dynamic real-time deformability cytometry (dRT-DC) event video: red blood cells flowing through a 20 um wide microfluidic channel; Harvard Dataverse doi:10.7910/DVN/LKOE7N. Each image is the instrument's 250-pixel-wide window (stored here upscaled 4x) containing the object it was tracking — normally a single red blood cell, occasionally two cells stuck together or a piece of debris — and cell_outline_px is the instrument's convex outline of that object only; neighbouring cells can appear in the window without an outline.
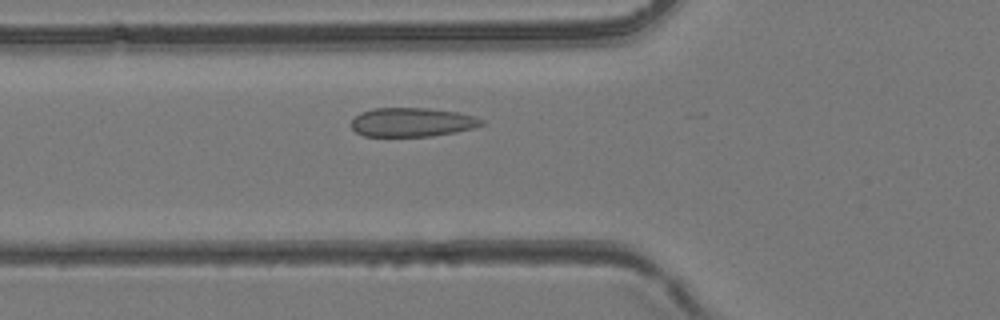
{"species": "common noctule bat (a hibernating species)", "species_latin": "Nyctalus noctula", "temperature_condition": "room temperature", "stored_images_in_passage": 18, "camera_frame_rate_fps": 3000, "um_per_image_px": 0.085, "animal": {"sex": "female", "body_mass_g": 24.6, "forearm_length_mm": 56.2}, "frame": {"image": 1, "passage_image": 10, "time_ms": 3.0, "image_size_px": [1000, 320], "cell_outline_px": [[484, 124], [476, 128], [456, 132], [432, 136], [364, 136], [356, 132], [352, 128], [352, 120], [360, 112], [372, 108], [428, 108], [456, 112], [472, 116], [484, 120]], "centroid_in_image_um": [35.03, 10.39], "position_along_channel_um": 90.8, "area_um2": 22.02}}
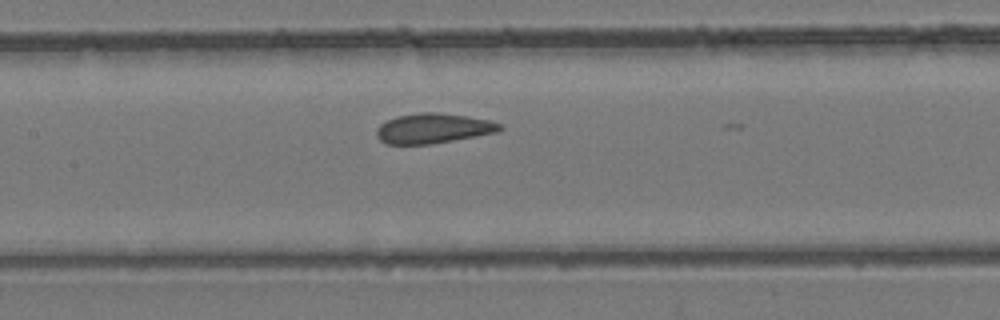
{"frame": {"image": 2, "passage_image": 15, "time_ms": 4.667, "image_size_px": [1000, 320], "cell_outline_px": [[504, 128], [500, 132], [428, 144], [388, 144], [380, 140], [376, 136], [376, 128], [380, 124], [396, 116], [420, 112], [436, 112], [468, 116], [488, 120], [500, 124]], "centroid_in_image_um": [36.82, 10.9], "position_along_channel_um": 170.6, "area_um2": 21.5}}
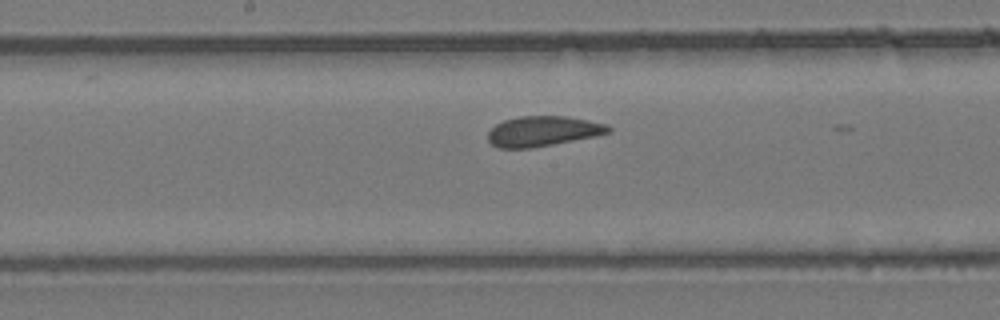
{"frame": {"image": 3, "passage_image": 17, "time_ms": 5.333, "image_size_px": [1000, 320], "cell_outline_px": [[612, 132], [532, 148], [500, 148], [492, 144], [488, 140], [488, 132], [496, 124], [504, 120], [520, 116], [564, 116], [608, 124], [612, 128]], "centroid_in_image_um": [46.13, 11.14], "position_along_channel_um": 202.1, "area_um2": 20.92}}